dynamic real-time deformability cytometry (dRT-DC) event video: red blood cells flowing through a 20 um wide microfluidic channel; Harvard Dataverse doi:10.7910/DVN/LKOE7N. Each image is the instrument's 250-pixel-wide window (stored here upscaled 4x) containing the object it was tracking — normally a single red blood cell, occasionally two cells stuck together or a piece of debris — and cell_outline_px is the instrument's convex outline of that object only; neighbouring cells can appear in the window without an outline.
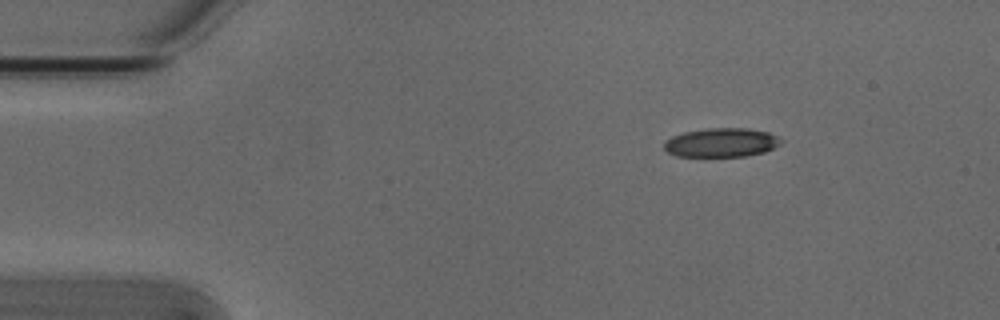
{"species": "Egyptian fruit bat (a non-hibernating species)", "species_latin": "Rousettus aegyptiacus", "temperature_condition": "cold", "stored_images_in_passage": 4, "camera_frame_rate_fps": 3000, "um_per_image_px": 0.085, "animal": {"sex": "male"}, "frame": {"image": 1, "passage_image": 1, "time_ms": 0.0, "image_size_px": [1000, 320], "cell_outline_px": [[784, 140], [780, 144], [764, 152], [748, 156], [676, 156], [668, 152], [664, 148], [664, 140], [672, 136], [684, 132], [708, 128], [748, 128], [768, 132]], "centroid_in_image_um": [61.31, 12.11], "position_along_channel_um": 23.7, "area_um2": 19.77}}